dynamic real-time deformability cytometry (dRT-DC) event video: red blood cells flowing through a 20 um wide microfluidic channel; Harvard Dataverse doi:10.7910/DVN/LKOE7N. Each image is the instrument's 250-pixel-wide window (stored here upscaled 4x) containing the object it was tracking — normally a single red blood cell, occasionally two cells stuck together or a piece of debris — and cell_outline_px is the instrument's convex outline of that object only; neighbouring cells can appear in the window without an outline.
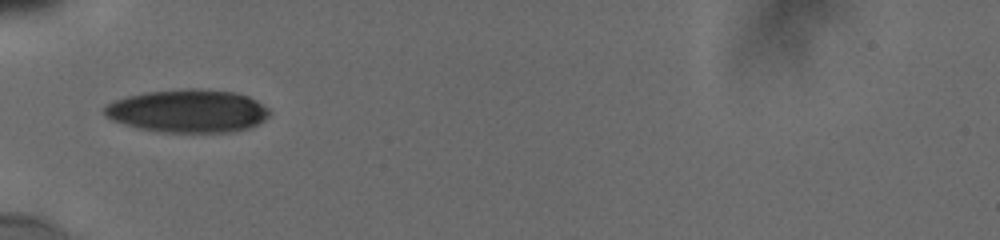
{"species": "human", "species_latin": "Homo sapiens", "temperature_condition": "cold", "stored_images_in_passage": 28, "camera_frame_rate_fps": 3000, "um_per_image_px": 0.085, "donor": {"sex": "male"}, "frame": {"image": 1, "passage_image": 1, "time_ms": 0.0, "image_size_px": [1000, 240], "cell_outline_px": [[272, 112], [264, 120], [248, 128], [232, 132], [160, 132], [136, 128], [112, 120], [104, 112], [104, 104], [128, 96], [148, 92], [184, 88], [192, 88], [236, 92], [248, 96], [256, 100], [268, 108]], "centroid_in_image_um": [15.98, 9.43], "position_along_channel_um": 69.0, "area_um2": 41.44}}
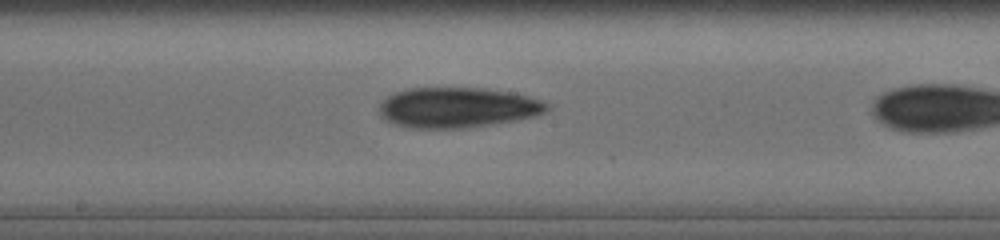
{"frame": {"image": 2, "passage_image": 10, "time_ms": 2.667, "image_size_px": [1000, 240], "cell_outline_px": [[552, 104], [548, 112], [536, 116], [516, 120], [460, 128], [404, 128], [384, 120], [380, 116], [380, 104], [388, 96], [396, 92], [408, 88], [484, 88], [516, 92]], "centroid_in_image_um": [38.92, 9.14], "position_along_channel_um": 209.3, "area_um2": 39.71}}
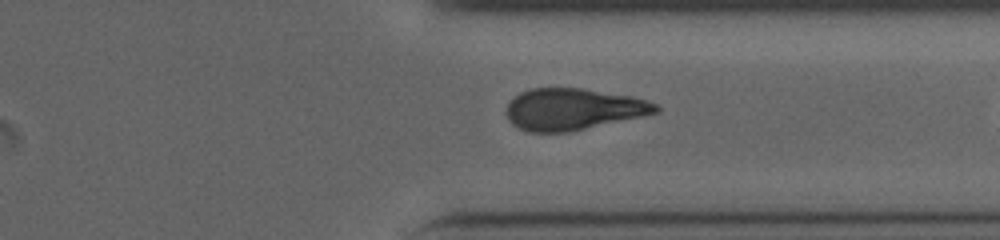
{"frame": {"image": 3, "passage_image": 26, "time_ms": 6.667, "image_size_px": [1000, 240], "cell_outline_px": [[660, 112], [644, 116], [568, 132], [528, 132], [512, 124], [508, 120], [508, 104], [520, 92], [532, 88], [580, 88], [632, 96], [656, 104], [660, 108]], "centroid_in_image_um": [48.74, 9.28], "position_along_channel_um": 362.7, "area_um2": 35.95}}